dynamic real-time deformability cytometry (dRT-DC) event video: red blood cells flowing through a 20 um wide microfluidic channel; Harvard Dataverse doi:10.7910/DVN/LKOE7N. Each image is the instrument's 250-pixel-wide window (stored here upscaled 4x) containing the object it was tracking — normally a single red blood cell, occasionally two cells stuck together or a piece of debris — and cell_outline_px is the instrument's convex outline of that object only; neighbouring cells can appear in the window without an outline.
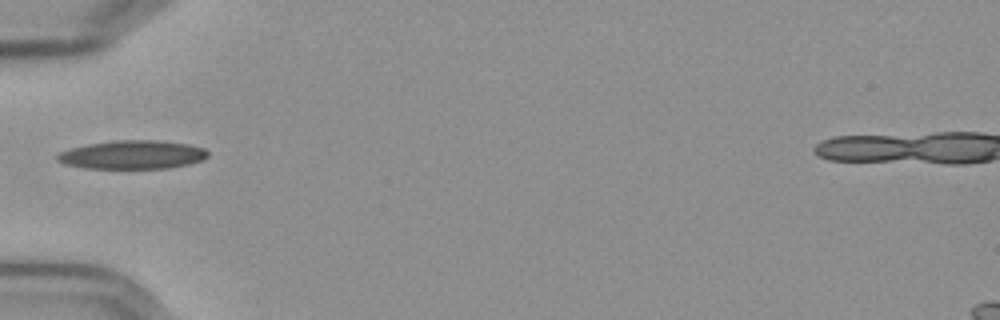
{"species": "Egyptian fruit bat (a non-hibernating species)", "species_latin": "Rousettus aegyptiacus", "temperature_condition": "cold", "stored_images_in_passage": 35, "camera_frame_rate_fps": 3000, "um_per_image_px": 0.085, "frame": {"image": 1, "passage_image": 1, "time_ms": 0.0, "image_size_px": [1000, 320], "cell_outline_px": [[208, 156], [204, 160], [188, 164], [168, 168], [84, 168], [64, 164], [56, 160], [56, 156], [60, 152], [68, 148], [88, 144], [116, 140], [160, 140], [188, 144], [204, 148], [208, 152]], "centroid_in_image_um": [11.25, 13.15], "position_along_channel_um": 73.8, "area_um2": 25.2}}
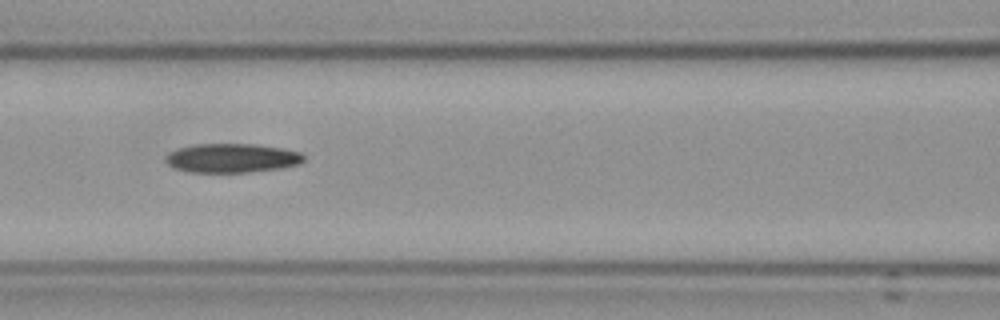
{"frame": {"image": 2, "passage_image": 7, "time_ms": 2.0, "image_size_px": [1000, 320], "cell_outline_px": [[304, 160], [300, 164], [280, 168], [248, 172], [192, 172], [176, 168], [168, 164], [164, 160], [164, 156], [168, 152], [180, 148], [196, 144], [256, 144], [284, 148], [300, 152], [304, 156]], "centroid_in_image_um": [19.72, 13.43], "position_along_channel_um": 146.9, "area_um2": 23.41}}
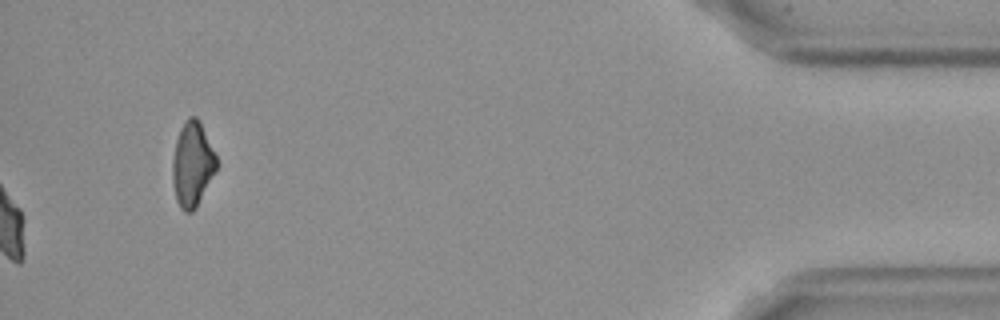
{"frame": {"image": 3, "passage_image": 35, "time_ms": 11.333, "image_size_px": [1000, 320], "cell_outline_px": [[220, 164], [196, 208], [192, 212], [184, 212], [180, 208], [176, 200], [172, 180], [172, 160], [176, 140], [180, 128], [184, 120], [188, 116], [196, 116], [200, 120], [216, 152]], "centroid_in_image_um": [16.38, 13.94], "position_along_channel_um": 418.8, "area_um2": 22.43}, "authors_computed_cell_mechanics": {"area_um2": 23.409, "velocity_mm_per_s": 3.6109, "shape_relaxation_time_tau1_ms": 7.9445, "shape_relaxation_time_tau2_ms": null, "deformation_change_tau1": 0.1697, "deformation_change_tau2": null}}